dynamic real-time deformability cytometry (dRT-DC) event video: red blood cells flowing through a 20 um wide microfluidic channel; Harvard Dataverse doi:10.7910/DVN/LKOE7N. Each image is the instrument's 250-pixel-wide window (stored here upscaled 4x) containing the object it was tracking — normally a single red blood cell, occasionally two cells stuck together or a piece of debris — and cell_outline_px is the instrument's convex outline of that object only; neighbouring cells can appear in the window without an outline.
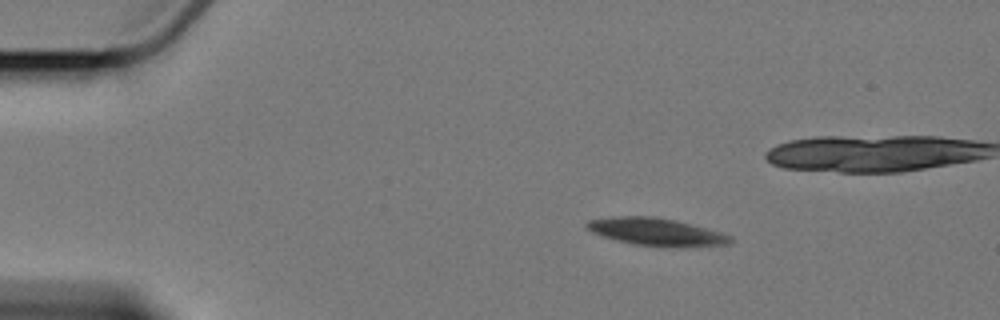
{"species": "Egyptian fruit bat (a non-hibernating species)", "species_latin": "Rousettus aegyptiacus", "temperature_condition": "cold", "stored_images_in_passage": 4, "camera_frame_rate_fps": 3000, "um_per_image_px": 0.085, "animal": {"sex": "female"}, "frame": {"image": 1, "passage_image": 1, "time_ms": 0.0, "image_size_px": [1000, 320], "cell_outline_px": [[732, 240], [728, 244], [632, 244], [604, 236], [592, 232], [584, 228], [584, 224], [588, 220], [616, 216], [652, 216], [676, 220], [720, 232], [732, 236]], "centroid_in_image_um": [55.64, 19.64], "position_along_channel_um": 29.4, "area_um2": 21.73}}